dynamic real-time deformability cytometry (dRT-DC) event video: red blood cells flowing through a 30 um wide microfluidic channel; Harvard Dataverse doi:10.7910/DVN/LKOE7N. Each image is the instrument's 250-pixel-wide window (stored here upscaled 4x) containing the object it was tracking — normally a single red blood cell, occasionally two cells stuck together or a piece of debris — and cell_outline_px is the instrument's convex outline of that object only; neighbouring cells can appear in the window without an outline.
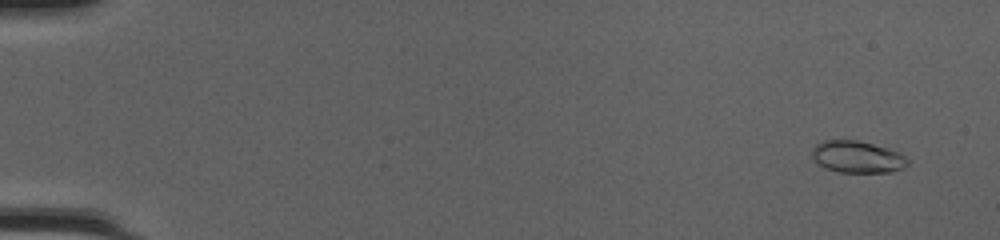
{"species": "common noctule bat (a hibernating species)", "species_latin": "Nyctalus noctula", "temperature_condition": "cold", "stored_images_in_passage": 51, "camera_frame_rate_fps": 3000, "um_per_image_px": 0.085, "animal": {"sex": "female", "body_mass_g": 20.0, "forearm_length_mm": 54.0}, "frame": {"image": 1, "passage_image": 4, "time_ms": 1.0, "image_size_px": [1000, 240], "cell_outline_px": [[908, 164], [904, 168], [892, 172], [840, 172], [824, 168], [816, 164], [812, 160], [812, 148], [816, 144], [824, 140], [856, 140], [888, 148], [904, 156], [908, 160]], "centroid_in_image_um": [72.82, 13.34], "position_along_channel_um": 12.2, "area_um2": 17.86}}
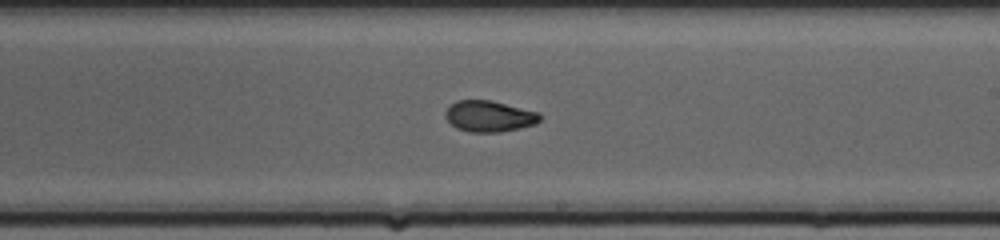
{"frame": {"image": 2, "passage_image": 32, "time_ms": 10.333, "image_size_px": [1000, 240], "cell_outline_px": [[544, 116], [536, 124], [520, 128], [500, 132], [468, 132], [456, 128], [444, 116], [444, 112], [456, 100], [492, 100], [540, 112]], "centroid_in_image_um": [41.62, 9.88], "position_along_channel_um": 247.4, "area_um2": 17.4}}
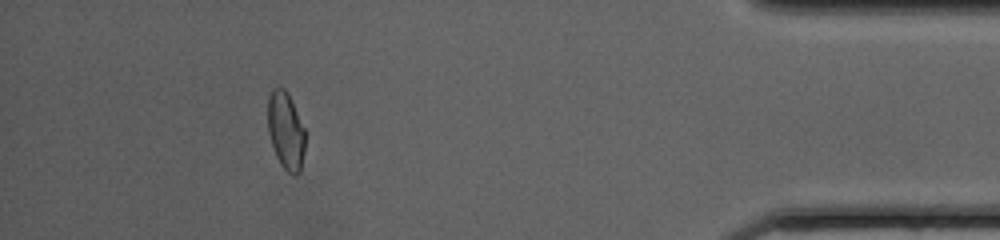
{"frame": {"image": 3, "passage_image": 47, "time_ms": 15.333, "image_size_px": [1000, 240], "cell_outline_px": [[304, 152], [300, 172], [296, 176], [292, 176], [280, 164], [276, 156], [268, 132], [268, 96], [272, 88], [284, 88], [288, 92], [304, 128]], "centroid_in_image_um": [24.29, 11.12], "position_along_channel_um": 410.9, "area_um2": 16.88}, "authors_computed_cell_mechanics": {"area_um2": 17.3978, "velocity_mm_per_s": 4.2321, "shape_relaxation_time_tau1_ms": 8.6969, "shape_relaxation_time_tau2_ms": 1.2912, "deformation_change_tau1": 0.2175, "deformation_change_tau2": 0.0602}}